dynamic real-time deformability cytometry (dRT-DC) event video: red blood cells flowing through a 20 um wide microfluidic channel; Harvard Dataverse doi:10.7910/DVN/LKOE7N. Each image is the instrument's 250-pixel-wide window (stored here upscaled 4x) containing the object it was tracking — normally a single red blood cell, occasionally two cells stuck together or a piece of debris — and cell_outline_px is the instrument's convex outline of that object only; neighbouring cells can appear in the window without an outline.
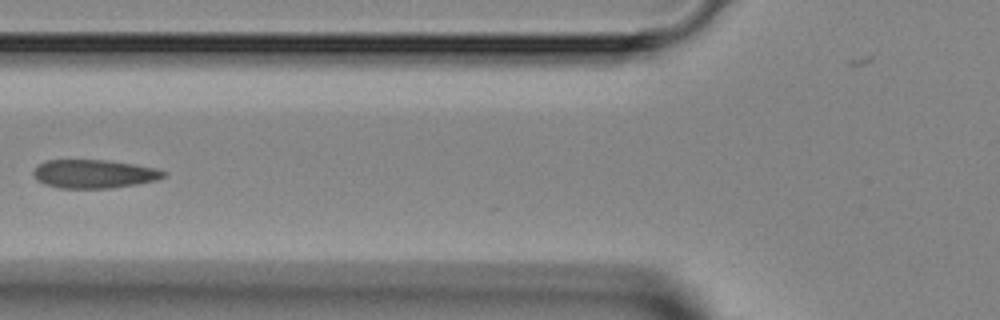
{"species": "Egyptian fruit bat (a non-hibernating species)", "species_latin": "Rousettus aegyptiacus", "temperature_condition": "room temperature", "stored_images_in_passage": 4, "camera_frame_rate_fps": 3000, "um_per_image_px": 0.085, "animal": {"sex": "female"}, "frame": {"image": 1, "passage_image": 3, "time_ms": 2.333, "image_size_px": [1000, 320], "cell_outline_px": [[168, 176], [156, 180], [136, 184], [112, 188], [60, 188], [44, 184], [36, 180], [32, 176], [32, 172], [36, 164], [44, 160], [108, 160], [156, 168], [168, 172]], "centroid_in_image_um": [7.96, 14.78], "position_along_channel_um": 117.8, "area_um2": 21.96}}
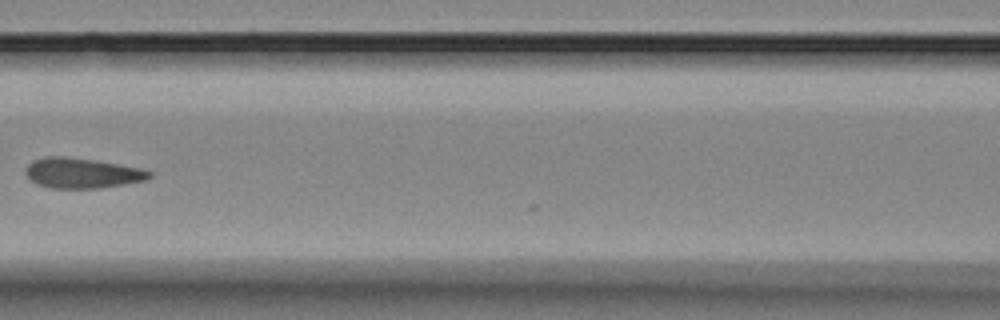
{"frame": {"image": 2, "passage_image": 4, "time_ms": 3.333, "image_size_px": [1000, 320], "cell_outline_px": [[152, 176], [144, 180], [124, 184], [100, 188], [52, 188], [36, 184], [24, 172], [24, 168], [32, 160], [44, 156], [64, 156], [96, 160], [140, 168], [152, 172]], "centroid_in_image_um": [6.93, 14.7], "position_along_channel_um": 159.7, "area_um2": 21.85}}